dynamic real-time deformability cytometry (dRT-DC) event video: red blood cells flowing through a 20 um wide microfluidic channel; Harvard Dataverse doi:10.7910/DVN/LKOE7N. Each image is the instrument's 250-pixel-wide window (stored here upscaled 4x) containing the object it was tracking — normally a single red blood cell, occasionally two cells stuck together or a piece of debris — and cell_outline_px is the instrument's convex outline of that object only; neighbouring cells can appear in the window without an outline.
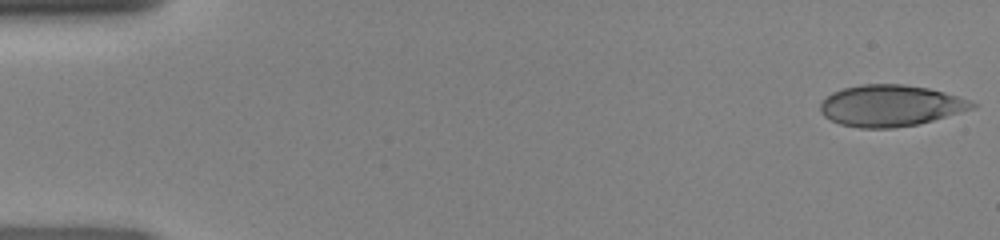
{"species": "human", "species_latin": "Homo sapiens", "temperature_condition": "room temperature", "stored_images_in_passage": 47, "camera_frame_rate_fps": 3000, "um_per_image_px": 0.085, "donor": {"sex": "female"}, "frame": {"image": 1, "passage_image": 1, "time_ms": 0.0, "image_size_px": [1000, 240], "cell_outline_px": [[976, 104], [972, 108], [932, 120], [916, 124], [892, 128], [860, 128], [840, 124], [824, 116], [820, 112], [820, 104], [832, 92], [844, 88], [860, 84], [904, 84], [928, 88], [956, 96], [968, 100]], "centroid_in_image_um": [75.62, 8.97], "position_along_channel_um": 9.4, "area_um2": 36.07}}
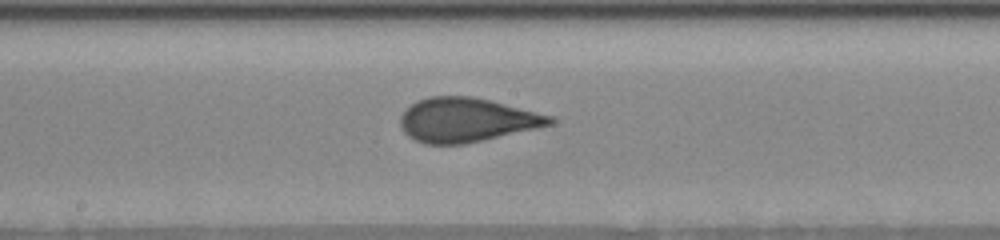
{"frame": {"image": 2, "passage_image": 25, "time_ms": 8.0, "image_size_px": [1000, 240], "cell_outline_px": [[556, 120], [552, 124], [536, 128], [464, 144], [424, 144], [412, 140], [400, 128], [400, 116], [416, 100], [428, 96], [472, 96], [552, 116]], "centroid_in_image_um": [39.59, 10.2], "position_along_channel_um": 208.6, "area_um2": 38.21}}
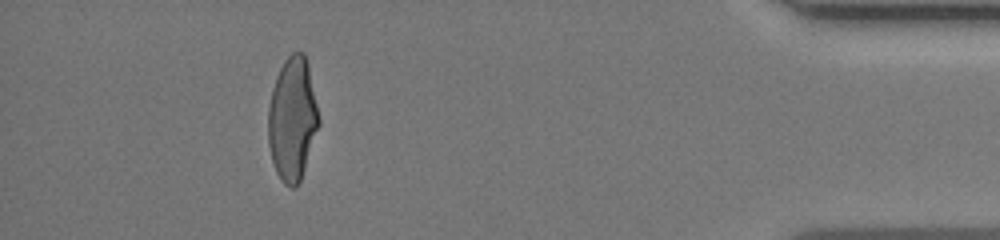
{"frame": {"image": 3, "passage_image": 43, "time_ms": 14.0, "image_size_px": [1000, 240], "cell_outline_px": [[320, 124], [300, 180], [296, 188], [292, 188], [284, 184], [280, 180], [276, 172], [272, 160], [268, 144], [268, 108], [272, 88], [276, 76], [284, 60], [292, 52], [304, 52], [308, 64], [320, 120]], "centroid_in_image_um": [24.84, 10.12], "position_along_channel_um": 410.4, "area_um2": 36.47}}